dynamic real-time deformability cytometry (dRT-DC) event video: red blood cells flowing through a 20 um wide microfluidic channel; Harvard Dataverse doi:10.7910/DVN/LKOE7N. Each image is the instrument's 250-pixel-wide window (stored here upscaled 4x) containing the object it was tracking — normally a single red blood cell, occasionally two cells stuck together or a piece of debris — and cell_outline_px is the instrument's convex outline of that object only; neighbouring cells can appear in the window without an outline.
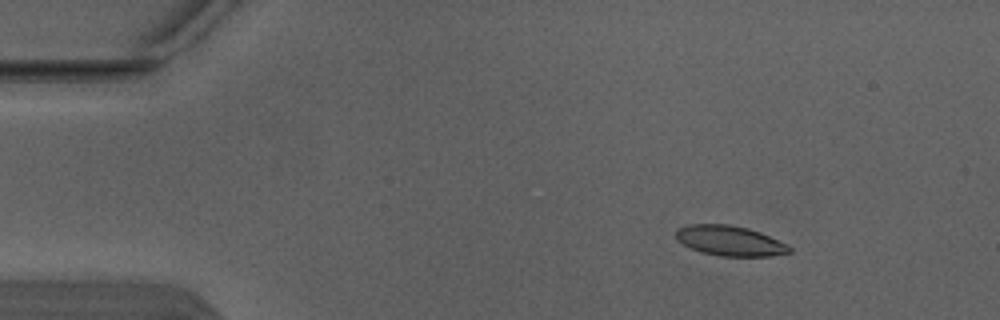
{"species": "Egyptian fruit bat (a non-hibernating species)", "species_latin": "Rousettus aegyptiacus", "temperature_condition": "warm", "stored_images_in_passage": 4, "camera_frame_rate_fps": 3000, "um_per_image_px": 0.085, "animal": {"sex": "male"}, "frame": {"image": 1, "passage_image": 2, "time_ms": 0.333, "image_size_px": [1000, 320], "cell_outline_px": [[792, 252], [768, 256], [720, 256], [700, 252], [676, 240], [676, 228], [688, 224], [728, 224], [748, 228], [760, 232], [788, 244], [792, 248]], "centroid_in_image_um": [62.03, 20.46], "position_along_channel_um": 23.0, "area_um2": 20.0}}
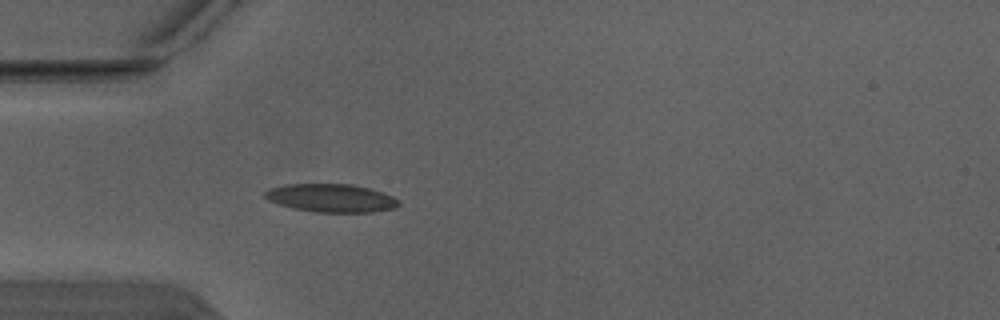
{"frame": {"image": 2, "passage_image": 4, "time_ms": 1.0, "image_size_px": [1000, 320], "cell_outline_px": [[400, 204], [396, 208], [372, 212], [316, 212], [296, 208], [280, 204], [268, 200], [264, 196], [264, 192], [268, 188], [284, 184], [352, 184], [368, 188], [392, 196]], "centroid_in_image_um": [28.12, 16.82], "position_along_channel_um": 56.9, "area_um2": 21.79}}